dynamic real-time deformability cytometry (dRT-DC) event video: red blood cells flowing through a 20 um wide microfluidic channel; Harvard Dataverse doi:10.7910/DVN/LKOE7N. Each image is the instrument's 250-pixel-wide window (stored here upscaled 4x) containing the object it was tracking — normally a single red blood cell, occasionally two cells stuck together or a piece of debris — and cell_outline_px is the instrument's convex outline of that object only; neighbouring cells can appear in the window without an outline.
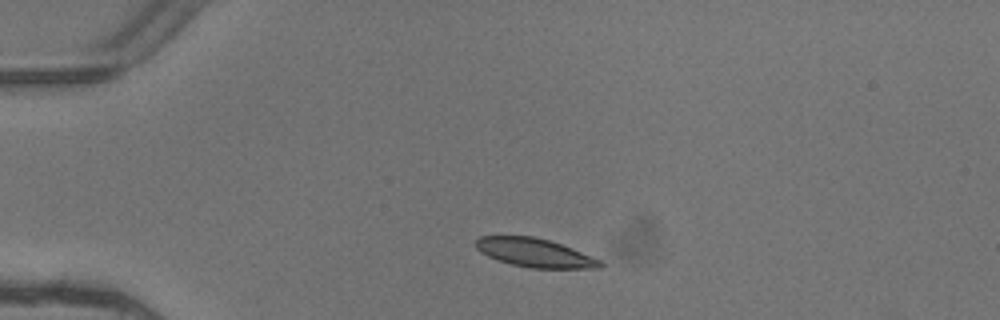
{"species": "common noctule bat (a hibernating species)", "species_latin": "Nyctalus noctula", "temperature_condition": "warm", "stored_images_in_passage": 2, "camera_frame_rate_fps": 3000, "um_per_image_px": 0.085, "animal": {"sex": "female"}, "frame": {"image": 1, "passage_image": 1, "time_ms": 0.0, "image_size_px": [1000, 320], "cell_outline_px": [[604, 264], [600, 268], [532, 268], [512, 264], [488, 256], [480, 252], [476, 248], [476, 240], [480, 236], [532, 236], [548, 240], [572, 248], [600, 260]], "centroid_in_image_um": [45.45, 21.48], "position_along_channel_um": 39.6, "area_um2": 20.46}}